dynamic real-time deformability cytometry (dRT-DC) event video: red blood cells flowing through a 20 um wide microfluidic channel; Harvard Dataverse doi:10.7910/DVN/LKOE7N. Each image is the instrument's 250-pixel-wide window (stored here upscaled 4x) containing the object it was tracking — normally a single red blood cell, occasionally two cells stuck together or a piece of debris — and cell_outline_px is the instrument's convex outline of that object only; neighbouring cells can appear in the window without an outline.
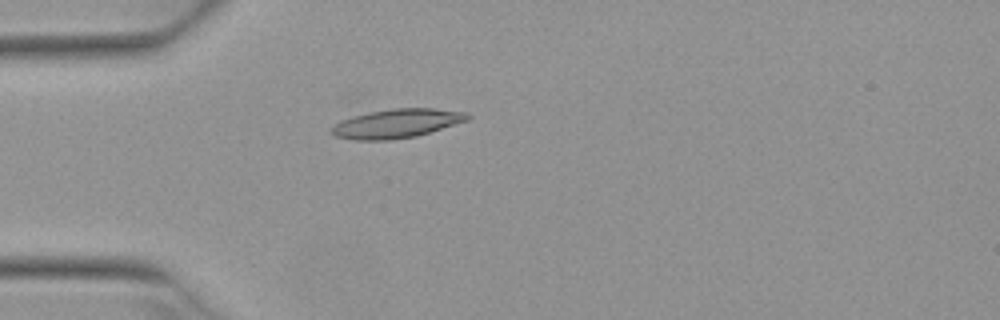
{"species": "Egyptian fruit bat (a non-hibernating species)", "species_latin": "Rousettus aegyptiacus", "temperature_condition": "warm", "stored_images_in_passage": 4, "camera_frame_rate_fps": 3000, "um_per_image_px": 0.085, "animal": {"sex": "female"}, "frame": {"image": 1, "passage_image": 4, "time_ms": 1.0, "image_size_px": [1000, 320], "cell_outline_px": [[472, 116], [468, 120], [416, 136], [392, 140], [356, 140], [336, 136], [328, 132], [328, 128], [340, 120], [352, 116], [368, 112], [392, 108], [436, 108], [468, 112]], "centroid_in_image_um": [33.69, 10.49], "position_along_channel_um": 51.3, "area_um2": 23.24}}